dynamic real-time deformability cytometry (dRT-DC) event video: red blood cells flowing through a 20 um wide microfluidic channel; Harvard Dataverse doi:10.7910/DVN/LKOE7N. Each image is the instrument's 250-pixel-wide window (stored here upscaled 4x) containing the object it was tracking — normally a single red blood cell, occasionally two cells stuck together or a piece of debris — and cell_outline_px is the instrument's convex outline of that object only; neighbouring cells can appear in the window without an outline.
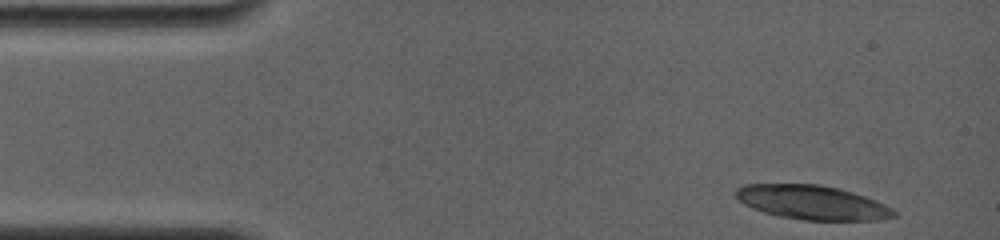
{"species": "common noctule bat (a hibernating species)", "species_latin": "Nyctalus noctula", "temperature_condition": "room temperature", "stored_images_in_passage": 3, "camera_frame_rate_fps": 4000, "um_per_image_px": 0.085, "animal": {"sex": "female", "body_mass_g": 19.0, "forearm_length_mm": 56.7}, "frame": {"image": 1, "passage_image": 1, "time_ms": 0.0, "image_size_px": [1000, 240], "cell_outline_px": [[900, 216], [880, 220], [804, 220], [780, 216], [764, 212], [752, 208], [736, 200], [736, 188], [744, 184], [820, 184], [852, 192], [876, 200], [892, 208]], "centroid_in_image_um": [69.05, 17.21], "position_along_channel_um": 16.0, "area_um2": 31.56}}